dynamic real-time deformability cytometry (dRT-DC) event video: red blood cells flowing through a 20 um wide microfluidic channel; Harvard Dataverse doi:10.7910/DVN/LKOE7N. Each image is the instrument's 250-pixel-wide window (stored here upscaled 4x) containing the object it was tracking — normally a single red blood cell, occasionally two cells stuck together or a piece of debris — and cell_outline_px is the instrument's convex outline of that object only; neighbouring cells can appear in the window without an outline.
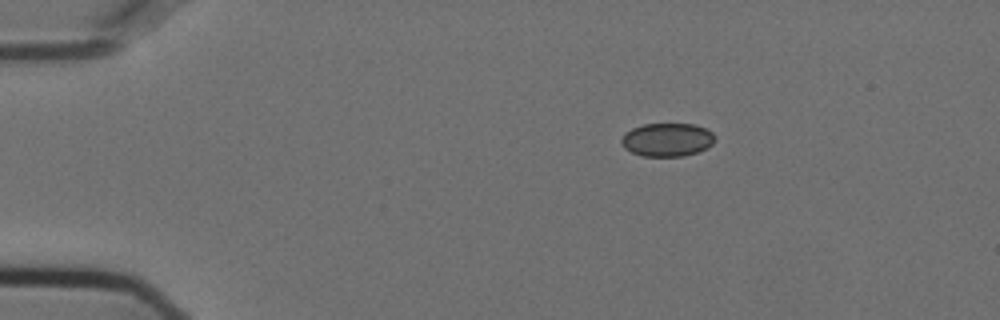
{"species": "Egyptian fruit bat (a non-hibernating species)", "species_latin": "Rousettus aegyptiacus", "temperature_condition": "cold", "stored_images_in_passage": 10, "camera_frame_rate_fps": 3000, "um_per_image_px": 0.085, "animal": {"sex": "female"}, "frame": {"image": 1, "passage_image": 1, "time_ms": 0.0, "image_size_px": [1000, 320], "cell_outline_px": [[716, 140], [708, 148], [684, 156], [644, 156], [632, 152], [624, 148], [620, 144], [620, 140], [632, 128], [644, 124], [696, 124], [712, 132], [716, 136]], "centroid_in_image_um": [56.74, 11.88], "position_along_channel_um": 28.3, "area_um2": 18.21}}
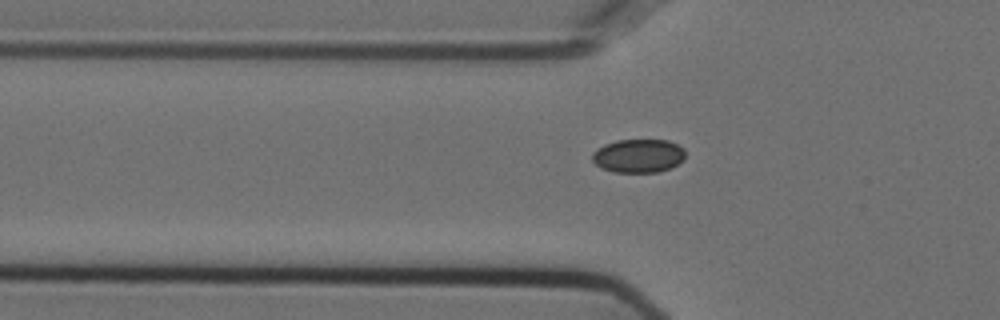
{"frame": {"image": 2, "passage_image": 10, "time_ms": 3.0, "image_size_px": [1000, 320], "cell_outline_px": [[684, 160], [672, 168], [656, 172], [612, 172], [600, 168], [592, 160], [592, 152], [596, 148], [604, 144], [616, 140], [668, 140], [684, 148]], "centroid_in_image_um": [54.24, 13.25], "position_along_channel_um": 71.6, "area_um2": 18.44}}